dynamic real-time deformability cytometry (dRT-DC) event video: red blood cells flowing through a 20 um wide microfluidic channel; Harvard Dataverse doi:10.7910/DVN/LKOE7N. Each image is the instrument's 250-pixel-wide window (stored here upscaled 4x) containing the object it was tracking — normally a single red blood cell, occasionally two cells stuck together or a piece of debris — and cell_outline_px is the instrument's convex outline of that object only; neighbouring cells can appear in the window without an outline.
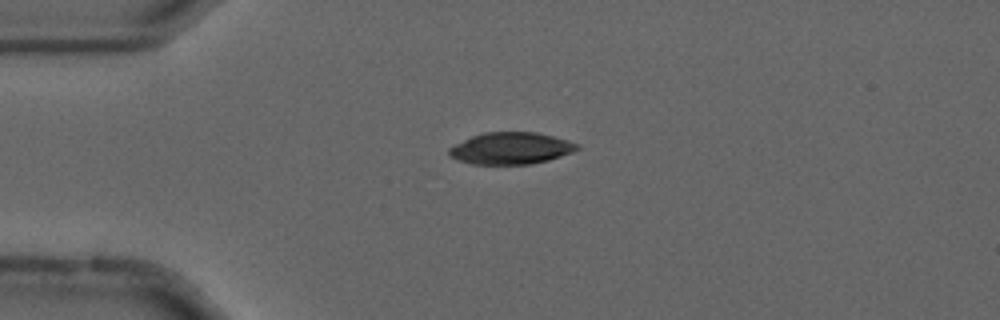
{"species": "common noctule bat (a hibernating species)", "species_latin": "Nyctalus noctula", "temperature_condition": "cold", "stored_images_in_passage": 19, "camera_frame_rate_fps": 3000, "um_per_image_px": 0.085, "animal": {"sex": "male", "forearm_length_mm": 52.5}, "frame": {"image": 1, "passage_image": 13, "time_ms": 4.0, "image_size_px": [1000, 320], "cell_outline_px": [[580, 148], [572, 152], [548, 160], [532, 164], [472, 164], [448, 156], [448, 148], [472, 136], [484, 132], [536, 132], [568, 140], [580, 144]], "centroid_in_image_um": [43.43, 12.6], "position_along_channel_um": 41.6, "area_um2": 23.7}}
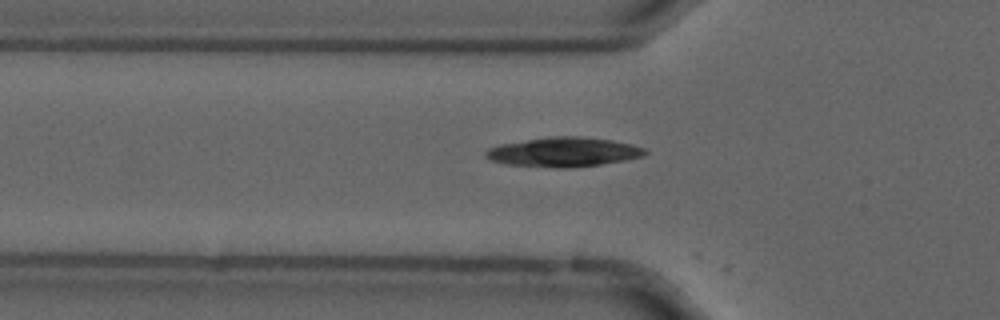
{"frame": {"image": 2, "passage_image": 18, "time_ms": 5.667, "image_size_px": [1000, 320], "cell_outline_px": [[648, 152], [644, 156], [624, 160], [600, 164], [564, 168], [556, 168], [504, 164], [488, 160], [484, 156], [484, 152], [488, 148], [500, 144], [548, 136], [580, 136], [612, 140], [632, 144], [644, 148]], "centroid_in_image_um": [47.85, 12.92], "position_along_channel_um": 77.9, "area_um2": 27.51}}